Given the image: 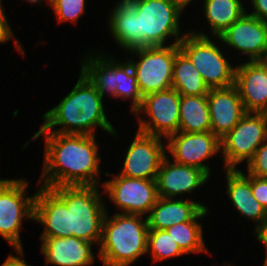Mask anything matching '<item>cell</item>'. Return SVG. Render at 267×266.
I'll list each match as a JSON object with an SVG mask.
<instances>
[{
    "instance_id": "cell-1",
    "label": "cell",
    "mask_w": 267,
    "mask_h": 266,
    "mask_svg": "<svg viewBox=\"0 0 267 266\" xmlns=\"http://www.w3.org/2000/svg\"><path fill=\"white\" fill-rule=\"evenodd\" d=\"M44 136V168L39 179L47 188L76 185L100 186L101 158L95 136L36 132L31 140Z\"/></svg>"
},
{
    "instance_id": "cell-2",
    "label": "cell",
    "mask_w": 267,
    "mask_h": 266,
    "mask_svg": "<svg viewBox=\"0 0 267 266\" xmlns=\"http://www.w3.org/2000/svg\"><path fill=\"white\" fill-rule=\"evenodd\" d=\"M103 105L99 91L80 72V77L69 94L42 115L45 121L37 132L95 136V129L100 127L118 137L114 126L107 120ZM56 126L62 127L56 129Z\"/></svg>"
},
{
    "instance_id": "cell-3",
    "label": "cell",
    "mask_w": 267,
    "mask_h": 266,
    "mask_svg": "<svg viewBox=\"0 0 267 266\" xmlns=\"http://www.w3.org/2000/svg\"><path fill=\"white\" fill-rule=\"evenodd\" d=\"M115 213L105 215L97 251L103 266H129L147 254V217Z\"/></svg>"
},
{
    "instance_id": "cell-4",
    "label": "cell",
    "mask_w": 267,
    "mask_h": 266,
    "mask_svg": "<svg viewBox=\"0 0 267 266\" xmlns=\"http://www.w3.org/2000/svg\"><path fill=\"white\" fill-rule=\"evenodd\" d=\"M96 185L60 186L51 188L68 209V231L71 236L95 243L99 247L106 205Z\"/></svg>"
},
{
    "instance_id": "cell-5",
    "label": "cell",
    "mask_w": 267,
    "mask_h": 266,
    "mask_svg": "<svg viewBox=\"0 0 267 266\" xmlns=\"http://www.w3.org/2000/svg\"><path fill=\"white\" fill-rule=\"evenodd\" d=\"M211 39L203 31L195 33L191 30L178 45L200 72L209 89L230 87L235 84L236 67L231 66L220 46Z\"/></svg>"
},
{
    "instance_id": "cell-6",
    "label": "cell",
    "mask_w": 267,
    "mask_h": 266,
    "mask_svg": "<svg viewBox=\"0 0 267 266\" xmlns=\"http://www.w3.org/2000/svg\"><path fill=\"white\" fill-rule=\"evenodd\" d=\"M182 11L168 0H139L138 48L165 46L168 37L178 44L185 34L180 30Z\"/></svg>"
},
{
    "instance_id": "cell-7",
    "label": "cell",
    "mask_w": 267,
    "mask_h": 266,
    "mask_svg": "<svg viewBox=\"0 0 267 266\" xmlns=\"http://www.w3.org/2000/svg\"><path fill=\"white\" fill-rule=\"evenodd\" d=\"M179 45L172 43L165 46H146L129 50L136 53L138 61L130 58L133 72L142 96L152 92L165 91L172 87V74Z\"/></svg>"
},
{
    "instance_id": "cell-8",
    "label": "cell",
    "mask_w": 267,
    "mask_h": 266,
    "mask_svg": "<svg viewBox=\"0 0 267 266\" xmlns=\"http://www.w3.org/2000/svg\"><path fill=\"white\" fill-rule=\"evenodd\" d=\"M28 183L23 178L0 179V235L14 249L24 248L20 239L23 219H34L35 193L26 197Z\"/></svg>"
},
{
    "instance_id": "cell-9",
    "label": "cell",
    "mask_w": 267,
    "mask_h": 266,
    "mask_svg": "<svg viewBox=\"0 0 267 266\" xmlns=\"http://www.w3.org/2000/svg\"><path fill=\"white\" fill-rule=\"evenodd\" d=\"M267 139V113L247 112L238 124L220 139L224 169L248 163Z\"/></svg>"
},
{
    "instance_id": "cell-10",
    "label": "cell",
    "mask_w": 267,
    "mask_h": 266,
    "mask_svg": "<svg viewBox=\"0 0 267 266\" xmlns=\"http://www.w3.org/2000/svg\"><path fill=\"white\" fill-rule=\"evenodd\" d=\"M180 101L181 95L173 88L143 96L135 111L139 117L137 131L165 139L179 132ZM141 112L148 119L141 118Z\"/></svg>"
},
{
    "instance_id": "cell-11",
    "label": "cell",
    "mask_w": 267,
    "mask_h": 266,
    "mask_svg": "<svg viewBox=\"0 0 267 266\" xmlns=\"http://www.w3.org/2000/svg\"><path fill=\"white\" fill-rule=\"evenodd\" d=\"M102 183L103 193L123 214L145 216L157 202L159 195L156 180L130 178L119 174Z\"/></svg>"
},
{
    "instance_id": "cell-12",
    "label": "cell",
    "mask_w": 267,
    "mask_h": 266,
    "mask_svg": "<svg viewBox=\"0 0 267 266\" xmlns=\"http://www.w3.org/2000/svg\"><path fill=\"white\" fill-rule=\"evenodd\" d=\"M166 151L174 162L182 165L198 167L209 176L211 170L203 161L212 158L221 151L220 139L211 131L202 133H186L179 131L167 138Z\"/></svg>"
},
{
    "instance_id": "cell-13",
    "label": "cell",
    "mask_w": 267,
    "mask_h": 266,
    "mask_svg": "<svg viewBox=\"0 0 267 266\" xmlns=\"http://www.w3.org/2000/svg\"><path fill=\"white\" fill-rule=\"evenodd\" d=\"M217 39L241 54L249 61L267 60V23L245 12Z\"/></svg>"
},
{
    "instance_id": "cell-14",
    "label": "cell",
    "mask_w": 267,
    "mask_h": 266,
    "mask_svg": "<svg viewBox=\"0 0 267 266\" xmlns=\"http://www.w3.org/2000/svg\"><path fill=\"white\" fill-rule=\"evenodd\" d=\"M161 138L137 131L129 145L119 175L156 180L166 149Z\"/></svg>"
},
{
    "instance_id": "cell-15",
    "label": "cell",
    "mask_w": 267,
    "mask_h": 266,
    "mask_svg": "<svg viewBox=\"0 0 267 266\" xmlns=\"http://www.w3.org/2000/svg\"><path fill=\"white\" fill-rule=\"evenodd\" d=\"M165 156L156 176L157 191L160 198H174L177 195L191 193L202 187L209 175L202 169L171 162Z\"/></svg>"
},
{
    "instance_id": "cell-16",
    "label": "cell",
    "mask_w": 267,
    "mask_h": 266,
    "mask_svg": "<svg viewBox=\"0 0 267 266\" xmlns=\"http://www.w3.org/2000/svg\"><path fill=\"white\" fill-rule=\"evenodd\" d=\"M235 86L246 112L267 113V60L235 66Z\"/></svg>"
},
{
    "instance_id": "cell-17",
    "label": "cell",
    "mask_w": 267,
    "mask_h": 266,
    "mask_svg": "<svg viewBox=\"0 0 267 266\" xmlns=\"http://www.w3.org/2000/svg\"><path fill=\"white\" fill-rule=\"evenodd\" d=\"M207 100L211 132L219 139L230 132L247 113L235 85L210 89Z\"/></svg>"
},
{
    "instance_id": "cell-18",
    "label": "cell",
    "mask_w": 267,
    "mask_h": 266,
    "mask_svg": "<svg viewBox=\"0 0 267 266\" xmlns=\"http://www.w3.org/2000/svg\"><path fill=\"white\" fill-rule=\"evenodd\" d=\"M41 253L45 256V265L55 266H88L95 262L92 245L74 236L40 237Z\"/></svg>"
},
{
    "instance_id": "cell-19",
    "label": "cell",
    "mask_w": 267,
    "mask_h": 266,
    "mask_svg": "<svg viewBox=\"0 0 267 266\" xmlns=\"http://www.w3.org/2000/svg\"><path fill=\"white\" fill-rule=\"evenodd\" d=\"M33 221L44 226L40 237L71 236L66 203L51 188L40 186L35 193Z\"/></svg>"
},
{
    "instance_id": "cell-20",
    "label": "cell",
    "mask_w": 267,
    "mask_h": 266,
    "mask_svg": "<svg viewBox=\"0 0 267 266\" xmlns=\"http://www.w3.org/2000/svg\"><path fill=\"white\" fill-rule=\"evenodd\" d=\"M227 178L226 193L232 205L240 213L257 223V226L267 219L266 209L253 196L251 189V175L243 173L240 169H225Z\"/></svg>"
},
{
    "instance_id": "cell-21",
    "label": "cell",
    "mask_w": 267,
    "mask_h": 266,
    "mask_svg": "<svg viewBox=\"0 0 267 266\" xmlns=\"http://www.w3.org/2000/svg\"><path fill=\"white\" fill-rule=\"evenodd\" d=\"M206 205L189 199L158 198L147 216L149 229L166 230L167 228L192 221Z\"/></svg>"
},
{
    "instance_id": "cell-22",
    "label": "cell",
    "mask_w": 267,
    "mask_h": 266,
    "mask_svg": "<svg viewBox=\"0 0 267 266\" xmlns=\"http://www.w3.org/2000/svg\"><path fill=\"white\" fill-rule=\"evenodd\" d=\"M138 6L139 0H120L109 16L112 38L127 52L138 48Z\"/></svg>"
},
{
    "instance_id": "cell-23",
    "label": "cell",
    "mask_w": 267,
    "mask_h": 266,
    "mask_svg": "<svg viewBox=\"0 0 267 266\" xmlns=\"http://www.w3.org/2000/svg\"><path fill=\"white\" fill-rule=\"evenodd\" d=\"M97 54V55H96ZM88 54L81 62L80 72L96 87L101 97L105 91L116 98V59L105 54Z\"/></svg>"
},
{
    "instance_id": "cell-24",
    "label": "cell",
    "mask_w": 267,
    "mask_h": 266,
    "mask_svg": "<svg viewBox=\"0 0 267 266\" xmlns=\"http://www.w3.org/2000/svg\"><path fill=\"white\" fill-rule=\"evenodd\" d=\"M179 131L186 133L211 131L207 95H181Z\"/></svg>"
},
{
    "instance_id": "cell-25",
    "label": "cell",
    "mask_w": 267,
    "mask_h": 266,
    "mask_svg": "<svg viewBox=\"0 0 267 266\" xmlns=\"http://www.w3.org/2000/svg\"><path fill=\"white\" fill-rule=\"evenodd\" d=\"M171 88L184 96H203L210 90L200 72L181 50L175 57Z\"/></svg>"
},
{
    "instance_id": "cell-26",
    "label": "cell",
    "mask_w": 267,
    "mask_h": 266,
    "mask_svg": "<svg viewBox=\"0 0 267 266\" xmlns=\"http://www.w3.org/2000/svg\"><path fill=\"white\" fill-rule=\"evenodd\" d=\"M203 4L211 34L216 38L246 12L240 0H204Z\"/></svg>"
},
{
    "instance_id": "cell-27",
    "label": "cell",
    "mask_w": 267,
    "mask_h": 266,
    "mask_svg": "<svg viewBox=\"0 0 267 266\" xmlns=\"http://www.w3.org/2000/svg\"><path fill=\"white\" fill-rule=\"evenodd\" d=\"M209 212L208 208H204L192 221L175 224L166 229L184 254H199L208 251L205 247L202 225L198 219L203 218Z\"/></svg>"
},
{
    "instance_id": "cell-28",
    "label": "cell",
    "mask_w": 267,
    "mask_h": 266,
    "mask_svg": "<svg viewBox=\"0 0 267 266\" xmlns=\"http://www.w3.org/2000/svg\"><path fill=\"white\" fill-rule=\"evenodd\" d=\"M116 98L123 100L132 99L131 113L141 106L143 96L139 91L136 75L133 72L130 62H117L116 60Z\"/></svg>"
},
{
    "instance_id": "cell-29",
    "label": "cell",
    "mask_w": 267,
    "mask_h": 266,
    "mask_svg": "<svg viewBox=\"0 0 267 266\" xmlns=\"http://www.w3.org/2000/svg\"><path fill=\"white\" fill-rule=\"evenodd\" d=\"M146 253H151L154 263L185 255L166 230L158 229L148 230Z\"/></svg>"
},
{
    "instance_id": "cell-30",
    "label": "cell",
    "mask_w": 267,
    "mask_h": 266,
    "mask_svg": "<svg viewBox=\"0 0 267 266\" xmlns=\"http://www.w3.org/2000/svg\"><path fill=\"white\" fill-rule=\"evenodd\" d=\"M86 0H50L49 6L54 10L59 23H77L80 16L85 13Z\"/></svg>"
},
{
    "instance_id": "cell-31",
    "label": "cell",
    "mask_w": 267,
    "mask_h": 266,
    "mask_svg": "<svg viewBox=\"0 0 267 266\" xmlns=\"http://www.w3.org/2000/svg\"><path fill=\"white\" fill-rule=\"evenodd\" d=\"M247 172L260 178H267V139L259 146L254 157L247 164Z\"/></svg>"
},
{
    "instance_id": "cell-32",
    "label": "cell",
    "mask_w": 267,
    "mask_h": 266,
    "mask_svg": "<svg viewBox=\"0 0 267 266\" xmlns=\"http://www.w3.org/2000/svg\"><path fill=\"white\" fill-rule=\"evenodd\" d=\"M251 189L253 196L267 211V178L251 175Z\"/></svg>"
},
{
    "instance_id": "cell-33",
    "label": "cell",
    "mask_w": 267,
    "mask_h": 266,
    "mask_svg": "<svg viewBox=\"0 0 267 266\" xmlns=\"http://www.w3.org/2000/svg\"><path fill=\"white\" fill-rule=\"evenodd\" d=\"M12 37L15 40L17 51H19L24 56V51H23L24 47L21 46L19 41H16L17 39L16 37H14V32L10 28L5 12H0V43H6Z\"/></svg>"
},
{
    "instance_id": "cell-34",
    "label": "cell",
    "mask_w": 267,
    "mask_h": 266,
    "mask_svg": "<svg viewBox=\"0 0 267 266\" xmlns=\"http://www.w3.org/2000/svg\"><path fill=\"white\" fill-rule=\"evenodd\" d=\"M254 10L248 14L267 23V0H251Z\"/></svg>"
},
{
    "instance_id": "cell-35",
    "label": "cell",
    "mask_w": 267,
    "mask_h": 266,
    "mask_svg": "<svg viewBox=\"0 0 267 266\" xmlns=\"http://www.w3.org/2000/svg\"><path fill=\"white\" fill-rule=\"evenodd\" d=\"M15 251L20 255L19 257L16 255H10L7 257V259L2 263L1 266H31L26 263L24 259H22L21 256L24 255V249L23 248H15ZM21 257V258H20Z\"/></svg>"
},
{
    "instance_id": "cell-36",
    "label": "cell",
    "mask_w": 267,
    "mask_h": 266,
    "mask_svg": "<svg viewBox=\"0 0 267 266\" xmlns=\"http://www.w3.org/2000/svg\"><path fill=\"white\" fill-rule=\"evenodd\" d=\"M254 233L257 236V241L263 243L266 251L265 260H267V219L256 226Z\"/></svg>"
},
{
    "instance_id": "cell-37",
    "label": "cell",
    "mask_w": 267,
    "mask_h": 266,
    "mask_svg": "<svg viewBox=\"0 0 267 266\" xmlns=\"http://www.w3.org/2000/svg\"><path fill=\"white\" fill-rule=\"evenodd\" d=\"M169 2L173 3L177 6L181 11L185 9V7L192 2V0H168Z\"/></svg>"
},
{
    "instance_id": "cell-38",
    "label": "cell",
    "mask_w": 267,
    "mask_h": 266,
    "mask_svg": "<svg viewBox=\"0 0 267 266\" xmlns=\"http://www.w3.org/2000/svg\"><path fill=\"white\" fill-rule=\"evenodd\" d=\"M26 1H27V2H29V3H31V4H32V3H33V4H34V3L36 4V3H38V2H39L38 4H40V5H41V4H42V2H41V1H46V0H26ZM46 2H47L46 4H48V5H49V2H50V0H47Z\"/></svg>"
},
{
    "instance_id": "cell-39",
    "label": "cell",
    "mask_w": 267,
    "mask_h": 266,
    "mask_svg": "<svg viewBox=\"0 0 267 266\" xmlns=\"http://www.w3.org/2000/svg\"><path fill=\"white\" fill-rule=\"evenodd\" d=\"M2 0H0V12H4V9H3V7H2Z\"/></svg>"
},
{
    "instance_id": "cell-40",
    "label": "cell",
    "mask_w": 267,
    "mask_h": 266,
    "mask_svg": "<svg viewBox=\"0 0 267 266\" xmlns=\"http://www.w3.org/2000/svg\"><path fill=\"white\" fill-rule=\"evenodd\" d=\"M263 263H264L263 266H267V260H264Z\"/></svg>"
}]
</instances>
